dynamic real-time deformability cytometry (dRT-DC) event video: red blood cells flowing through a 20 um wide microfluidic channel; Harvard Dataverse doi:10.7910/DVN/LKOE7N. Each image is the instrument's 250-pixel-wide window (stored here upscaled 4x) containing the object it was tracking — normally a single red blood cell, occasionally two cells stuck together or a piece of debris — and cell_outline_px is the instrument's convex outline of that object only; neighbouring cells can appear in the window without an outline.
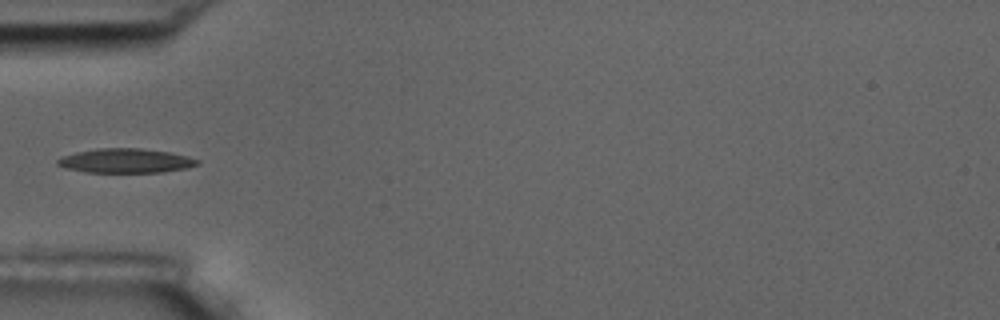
{"species": "common noctule bat (a hibernating species)", "species_latin": "Nyctalus noctula", "temperature_condition": "room temperature", "stored_images_in_passage": 3, "camera_frame_rate_fps": 3000, "um_per_image_px": 0.085, "animal": {"sex": "male", "body_mass_g": 17.5, "forearm_length_mm": 52.3}, "frame": {"image": 1, "passage_image": 3, "time_ms": 2.333, "image_size_px": [1000, 320], "cell_outline_px": [[200, 164], [188, 168], [164, 172], [84, 172], [64, 168], [56, 164], [56, 160], [60, 156], [76, 152], [96, 148], [140, 148], [168, 152], [188, 156], [200, 160]], "centroid_in_image_um": [10.66, 13.66], "position_along_channel_um": 74.3, "area_um2": 20.06}}